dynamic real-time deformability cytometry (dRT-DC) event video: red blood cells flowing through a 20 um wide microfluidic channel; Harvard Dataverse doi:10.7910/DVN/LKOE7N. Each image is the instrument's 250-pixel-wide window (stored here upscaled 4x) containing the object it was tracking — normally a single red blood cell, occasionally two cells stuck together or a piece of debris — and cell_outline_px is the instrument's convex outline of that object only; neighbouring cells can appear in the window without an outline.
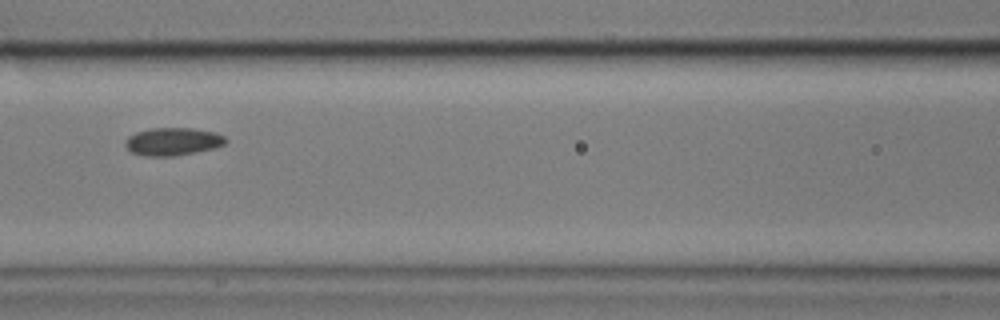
{"species": "common noctule bat (a hibernating species)", "species_latin": "Nyctalus noctula", "temperature_condition": "cold", "stored_images_in_passage": 15, "camera_frame_rate_fps": 3000, "um_per_image_px": 0.085, "animal": {"sex": "male", "body_mass_g": 17.9}, "frame": {"image": 1, "passage_image": 7, "time_ms": 2.0, "image_size_px": [1000, 320], "cell_outline_px": [[228, 140], [224, 144], [212, 148], [196, 152], [176, 156], [144, 156], [132, 152], [124, 144], [124, 140], [128, 136], [136, 132], [152, 128], [192, 128], [216, 132], [224, 136]], "centroid_in_image_um": [14.68, 12.03], "position_along_channel_um": 151.9, "area_um2": 16.3}}
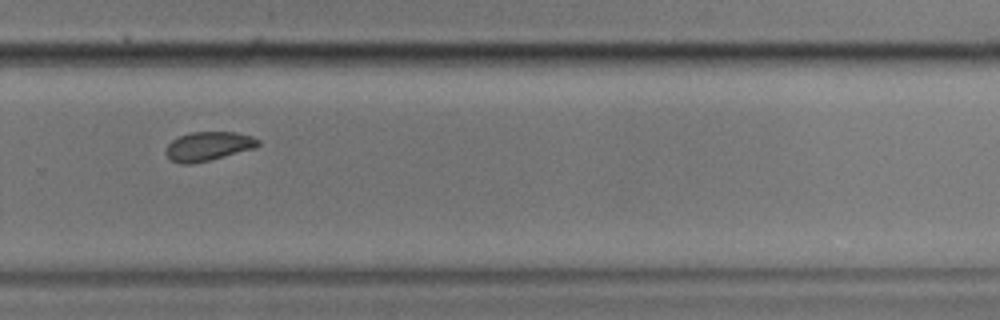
{"frame": {"image": 2, "passage_image": 11, "time_ms": 3.333, "image_size_px": [1000, 320], "cell_outline_px": [[260, 144], [252, 148], [224, 156], [192, 164], [180, 164], [172, 160], [164, 152], [168, 144], [172, 140], [180, 136], [192, 132], [236, 132], [252, 136], [260, 140]], "centroid_in_image_um": [17.68, 12.42], "position_along_channel_um": 312.1, "area_um2": 15.37}}